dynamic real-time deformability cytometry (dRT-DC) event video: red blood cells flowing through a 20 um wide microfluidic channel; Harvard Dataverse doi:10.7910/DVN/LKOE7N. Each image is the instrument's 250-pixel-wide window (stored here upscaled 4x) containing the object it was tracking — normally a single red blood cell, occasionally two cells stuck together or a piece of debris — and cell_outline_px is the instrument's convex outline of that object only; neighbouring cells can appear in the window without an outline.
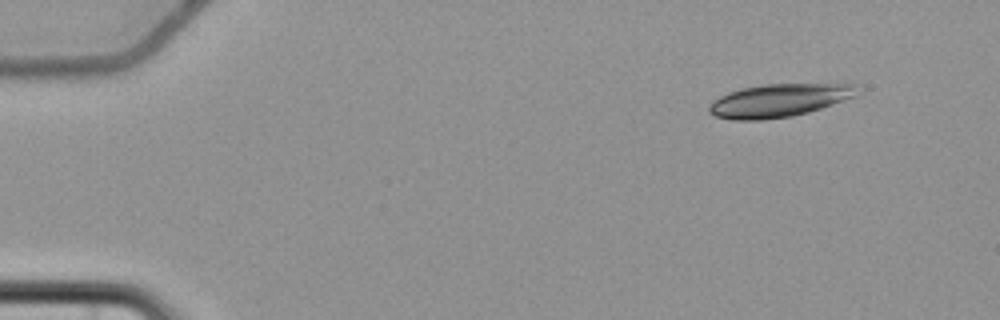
{"species": "common noctule bat (a hibernating species)", "species_latin": "Nyctalus noctula", "temperature_condition": "cold", "stored_images_in_passage": 4, "camera_frame_rate_fps": 3000, "um_per_image_px": 0.085, "animal": {"sex": "female", "body_mass_g": 22.7, "forearm_length_mm": 54.2}, "frame": {"image": 1, "passage_image": 1, "time_ms": 0.0, "image_size_px": [1000, 320], "cell_outline_px": [[856, 96], [808, 112], [792, 116], [760, 120], [732, 120], [712, 116], [708, 112], [708, 108], [720, 96], [728, 92], [740, 88], [764, 84], [856, 84]], "centroid_in_image_um": [66.16, 8.54], "position_along_channel_um": 18.8, "area_um2": 28.32}}
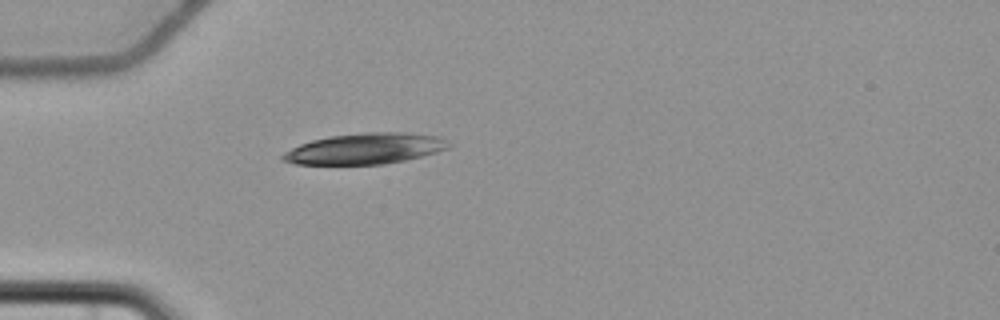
{"frame": {"image": 2, "passage_image": 4, "time_ms": 3.667, "image_size_px": [1000, 320], "cell_outline_px": [[452, 144], [448, 148], [436, 152], [404, 160], [384, 164], [296, 164], [280, 160], [280, 156], [284, 152], [300, 144], [312, 140], [332, 136], [364, 132], [400, 132], [440, 136], [448, 140]], "centroid_in_image_um": [31.04, 12.63], "position_along_channel_um": 54.0, "area_um2": 29.77}}